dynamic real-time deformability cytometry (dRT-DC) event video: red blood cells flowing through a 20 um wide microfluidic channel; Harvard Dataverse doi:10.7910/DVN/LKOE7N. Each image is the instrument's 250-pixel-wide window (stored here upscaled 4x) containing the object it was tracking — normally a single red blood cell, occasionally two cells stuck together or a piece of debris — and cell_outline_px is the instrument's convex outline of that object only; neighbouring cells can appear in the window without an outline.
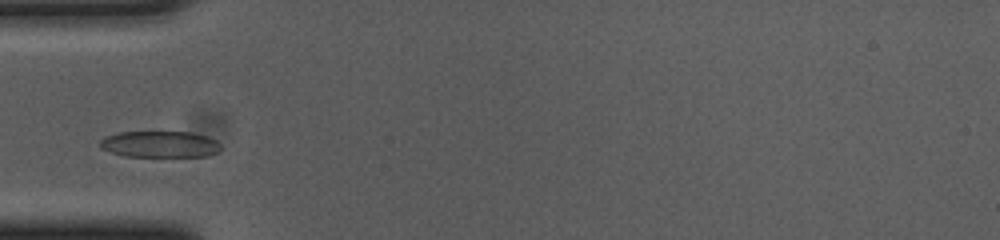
{"species": "common noctule bat (a hibernating species)", "species_latin": "Nyctalus noctula", "temperature_condition": "cold", "stored_images_in_passage": 27, "camera_frame_rate_fps": 3000, "um_per_image_px": 0.085, "animal": {"sex": "female", "body_mass_g": 23.0, "forearm_length_mm": 53.4}, "frame": {"image": 1, "passage_image": 1, "time_ms": 0.0, "image_size_px": [1000, 240], "cell_outline_px": [[220, 148], [216, 152], [208, 156], [124, 156], [100, 148], [100, 140], [108, 136], [120, 132], [192, 132], [208, 136], [216, 140], [220, 144]], "centroid_in_image_um": [13.61, 12.25], "position_along_channel_um": 71.4, "area_um2": 18.44}}